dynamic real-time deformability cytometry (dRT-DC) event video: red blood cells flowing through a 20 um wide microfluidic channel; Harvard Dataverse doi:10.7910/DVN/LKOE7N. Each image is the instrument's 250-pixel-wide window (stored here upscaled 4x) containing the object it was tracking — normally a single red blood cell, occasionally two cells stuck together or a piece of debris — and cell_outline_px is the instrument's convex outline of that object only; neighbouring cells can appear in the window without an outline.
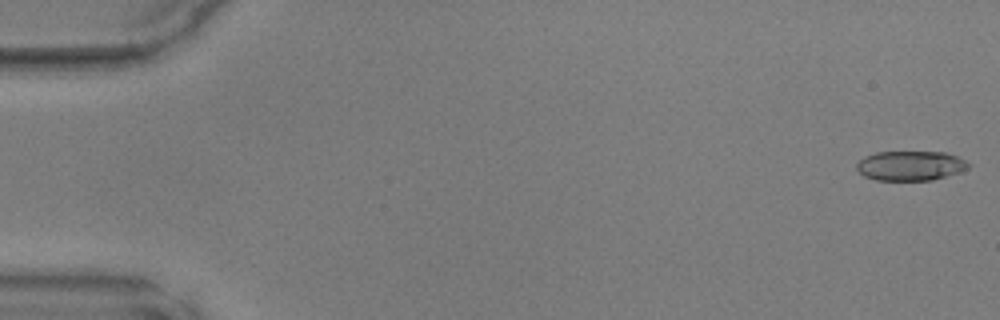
{"species": "common noctule bat (a hibernating species)", "species_latin": "Nyctalus noctula", "temperature_condition": "warm", "stored_images_in_passage": 48, "camera_frame_rate_fps": 3000, "um_per_image_px": 0.085, "animal": {"sex": "male", "body_mass_g": 17.9, "forearm_length_mm": 54.2}, "frame": {"image": 1, "passage_image": 1, "time_ms": 0.0, "image_size_px": [1000, 320], "cell_outline_px": [[972, 164], [968, 168], [960, 172], [932, 180], [876, 180], [864, 176], [856, 168], [856, 164], [864, 156], [876, 152], [944, 152], [956, 156]], "centroid_in_image_um": [77.39, 14.08], "position_along_channel_um": 7.6, "area_um2": 19.31}}
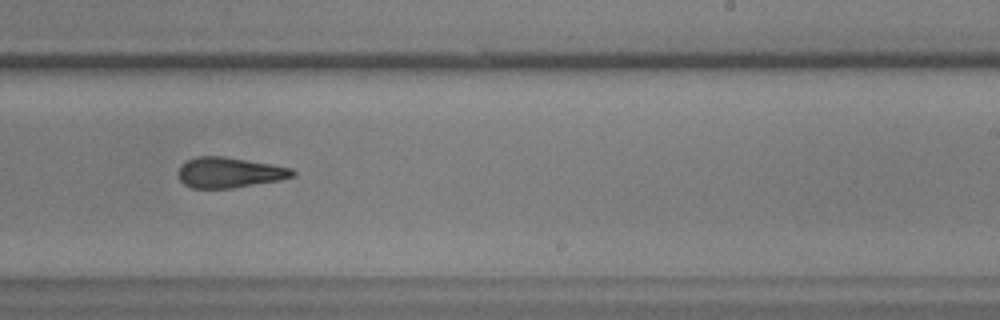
{"frame": {"image": 2, "passage_image": 30, "time_ms": 9.667, "image_size_px": [1000, 320], "cell_outline_px": [[296, 176], [280, 180], [232, 188], [192, 188], [184, 184], [180, 180], [176, 172], [180, 164], [196, 156], [224, 156], [292, 168], [296, 172]], "centroid_in_image_um": [19.47, 14.66], "position_along_channel_um": 269.5, "area_um2": 20.4}}
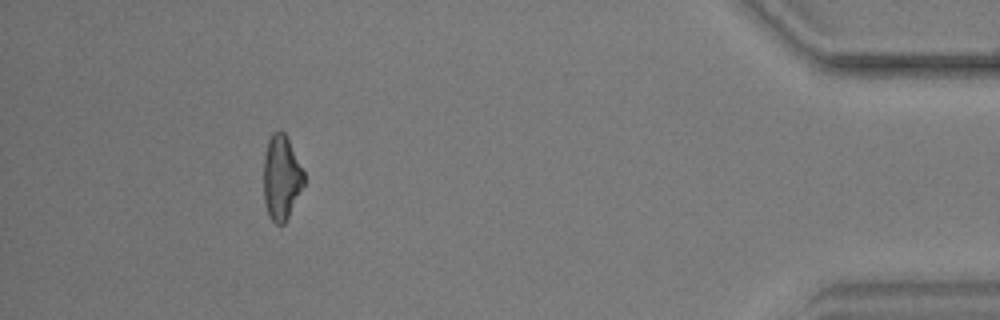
{"frame": {"image": 3, "passage_image": 44, "time_ms": 14.333, "image_size_px": [1000, 320], "cell_outline_px": [[304, 184], [284, 224], [276, 224], [268, 216], [264, 204], [264, 156], [268, 140], [272, 132], [280, 128], [288, 136], [304, 172]], "centroid_in_image_um": [23.91, 15.04], "position_along_channel_um": 411.3, "area_um2": 20.06}}